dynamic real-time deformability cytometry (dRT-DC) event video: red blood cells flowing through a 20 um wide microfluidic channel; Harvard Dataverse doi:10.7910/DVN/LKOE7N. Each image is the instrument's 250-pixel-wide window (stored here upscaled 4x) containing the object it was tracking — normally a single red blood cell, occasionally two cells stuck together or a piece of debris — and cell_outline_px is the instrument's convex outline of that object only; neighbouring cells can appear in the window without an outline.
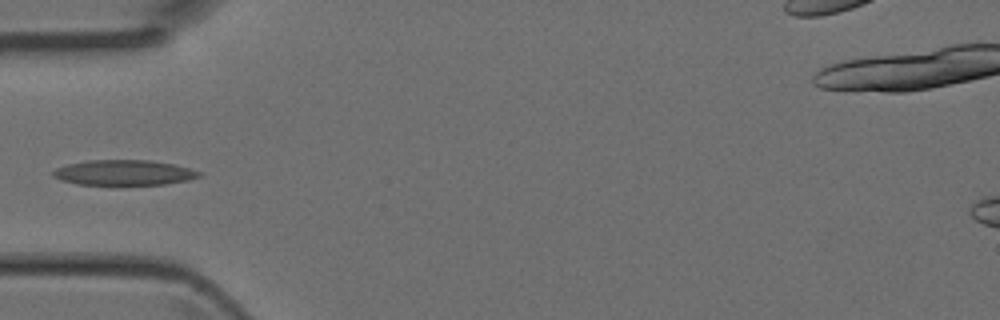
{"species": "Egyptian fruit bat (a non-hibernating species)", "species_latin": "Rousettus aegyptiacus", "temperature_condition": "room temperature", "stored_images_in_passage": 3, "camera_frame_rate_fps": 3000, "um_per_image_px": 0.085, "animal": {"sex": "female"}, "frame": {"image": 1, "passage_image": 3, "time_ms": 0.667, "image_size_px": [1000, 320], "cell_outline_px": [[200, 176], [188, 180], [164, 184], [76, 184], [60, 180], [52, 176], [52, 172], [56, 168], [68, 164], [88, 160], [148, 160], [172, 164], [188, 168], [200, 172]], "centroid_in_image_um": [10.48, 14.67], "position_along_channel_um": 74.5, "area_um2": 21.21}}